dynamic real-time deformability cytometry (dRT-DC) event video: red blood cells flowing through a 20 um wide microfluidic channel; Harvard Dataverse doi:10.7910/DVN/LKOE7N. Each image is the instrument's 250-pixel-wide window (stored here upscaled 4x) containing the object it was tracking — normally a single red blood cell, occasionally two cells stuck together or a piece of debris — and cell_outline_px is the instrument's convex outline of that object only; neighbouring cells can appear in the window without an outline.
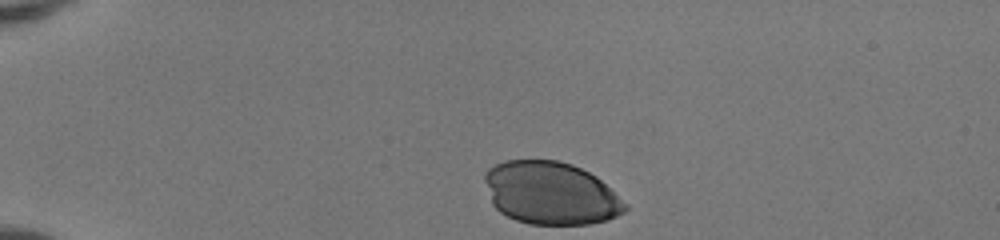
{"species": "human", "species_latin": "Homo sapiens", "temperature_condition": "room temperature", "stored_images_in_passage": 33, "camera_frame_rate_fps": 3000, "um_per_image_px": 0.085, "donor": {"sex": "female"}, "frame": {"image": 1, "passage_image": 1, "time_ms": 0.0, "image_size_px": [1000, 240], "cell_outline_px": [[628, 208], [624, 212], [608, 220], [588, 224], [528, 224], [516, 220], [500, 212], [492, 204], [484, 180], [484, 172], [488, 168], [504, 160], [560, 160], [572, 164], [596, 176], [628, 204]], "centroid_in_image_um": [46.81, 16.41], "position_along_channel_um": 38.2, "area_um2": 51.5}}
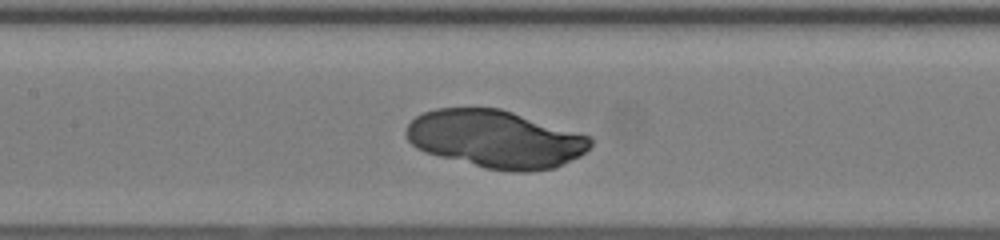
{"frame": {"image": 2, "passage_image": 15, "time_ms": 4.667, "image_size_px": [1000, 240], "cell_outline_px": [[592, 144], [580, 156], [556, 168], [528, 172], [512, 172], [484, 168], [424, 152], [416, 148], [408, 140], [404, 132], [408, 124], [416, 116], [424, 112], [436, 108], [500, 108], [592, 136]], "centroid_in_image_um": [42.12, 11.83], "position_along_channel_um": 165.3, "area_um2": 62.25}}
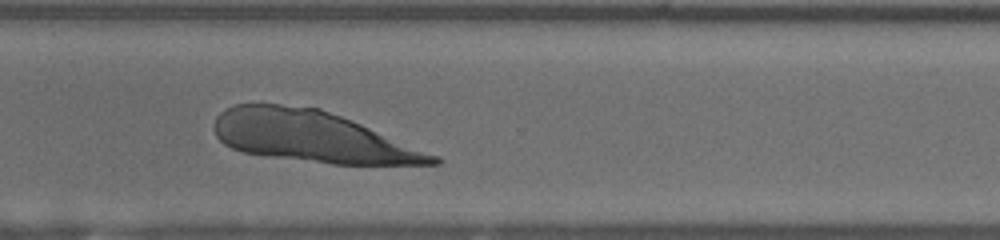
{"frame": {"image": 3, "passage_image": 28, "time_ms": 9.0, "image_size_px": [1000, 240], "cell_outline_px": [[444, 160], [440, 164], [332, 164], [268, 156], [244, 152], [232, 148], [224, 144], [216, 136], [212, 128], [212, 124], [216, 116], [224, 108], [236, 104], [280, 104], [320, 108], [440, 156]], "centroid_in_image_um": [26.49, 11.61], "position_along_channel_um": 344.1, "area_um2": 64.85}}